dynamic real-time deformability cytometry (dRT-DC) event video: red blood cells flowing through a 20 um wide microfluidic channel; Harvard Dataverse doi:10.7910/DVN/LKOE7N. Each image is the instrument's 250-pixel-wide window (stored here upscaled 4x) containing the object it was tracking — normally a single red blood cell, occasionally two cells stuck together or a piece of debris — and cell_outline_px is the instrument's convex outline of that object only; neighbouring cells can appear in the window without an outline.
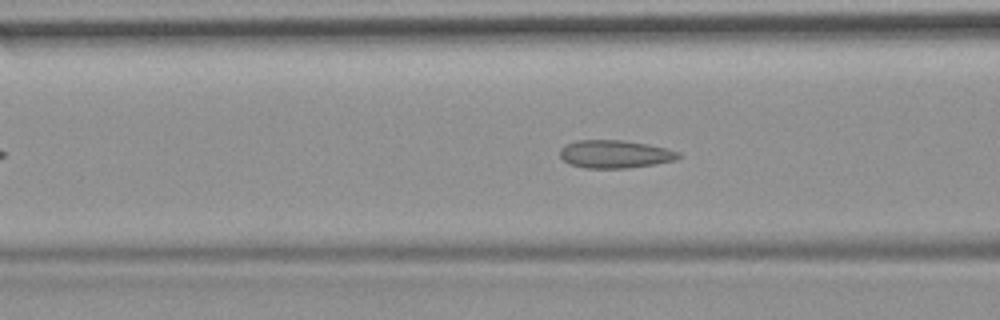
{"species": "common noctule bat (a hibernating species)", "species_latin": "Nyctalus noctula", "temperature_condition": "room temperature", "stored_images_in_passage": 50, "camera_frame_rate_fps": 3000, "um_per_image_px": 0.085, "animal": {"sex": "female", "body_mass_g": 19.9}, "frame": {"image": 1, "passage_image": 16, "time_ms": 5.0, "image_size_px": [1000, 320], "cell_outline_px": [[680, 156], [676, 160], [652, 164], [624, 168], [584, 168], [568, 164], [560, 156], [560, 148], [564, 144], [576, 140], [620, 140], [648, 144], [680, 152]], "centroid_in_image_um": [52.21, 13.09], "position_along_channel_um": 114.4, "area_um2": 19.25}}
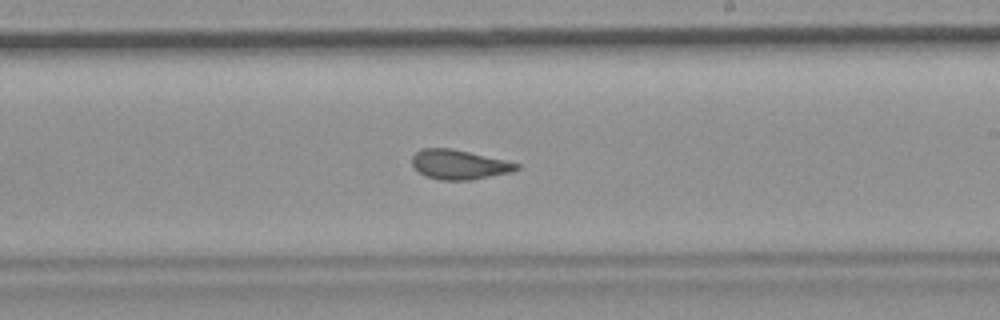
{"frame": {"image": 2, "passage_image": 27, "time_ms": 8.667, "image_size_px": [1000, 320], "cell_outline_px": [[520, 168], [512, 172], [472, 180], [440, 180], [428, 176], [420, 172], [412, 164], [412, 156], [416, 152], [424, 148], [448, 148], [468, 152], [504, 160], [520, 164]], "centroid_in_image_um": [39.04, 13.99], "position_along_channel_um": 250.0, "area_um2": 17.74}}
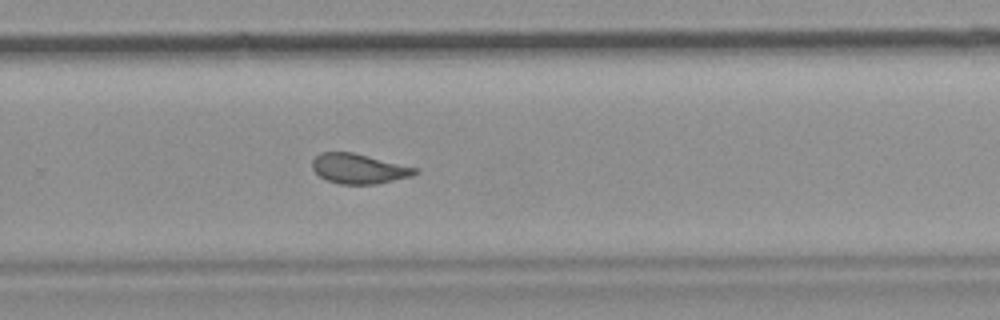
{"frame": {"image": 3, "passage_image": 31, "time_ms": 10.0, "image_size_px": [1000, 320], "cell_outline_px": [[420, 172], [412, 176], [376, 184], [340, 184], [328, 180], [320, 176], [312, 168], [312, 160], [320, 152], [352, 152], [420, 168]], "centroid_in_image_um": [30.54, 14.33], "position_along_channel_um": 299.3, "area_um2": 17.98}}